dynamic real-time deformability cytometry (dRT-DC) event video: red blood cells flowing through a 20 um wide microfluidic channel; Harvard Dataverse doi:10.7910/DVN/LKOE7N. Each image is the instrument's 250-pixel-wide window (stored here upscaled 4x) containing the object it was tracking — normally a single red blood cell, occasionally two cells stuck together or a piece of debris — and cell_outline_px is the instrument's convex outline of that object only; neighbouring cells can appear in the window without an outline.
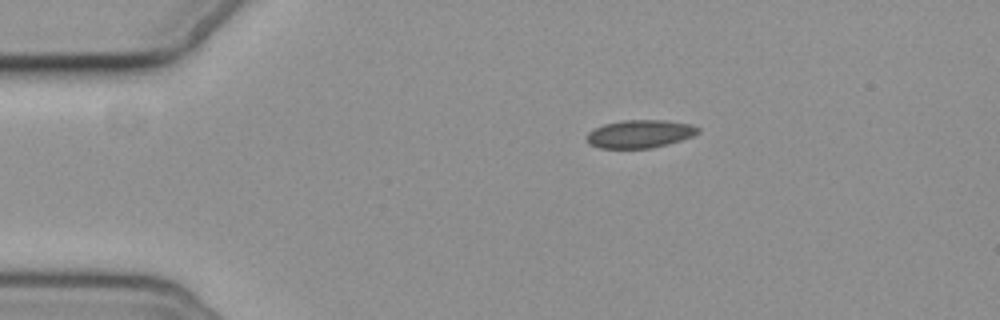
{"species": "common noctule bat (a hibernating species)", "species_latin": "Nyctalus noctula", "temperature_condition": "cold", "stored_images_in_passage": 3, "camera_frame_rate_fps": 3000, "um_per_image_px": 0.085, "animal": {"sex": "female", "body_mass_g": 19.3, "forearm_length_mm": 54.1}, "frame": {"image": 1, "passage_image": 3, "time_ms": 3.0, "image_size_px": [1000, 320], "cell_outline_px": [[700, 132], [692, 136], [668, 144], [652, 148], [600, 148], [588, 144], [588, 132], [604, 124], [624, 120], [664, 120], [692, 124], [700, 128]], "centroid_in_image_um": [54.42, 11.38], "position_along_channel_um": 30.6, "area_um2": 18.09}}